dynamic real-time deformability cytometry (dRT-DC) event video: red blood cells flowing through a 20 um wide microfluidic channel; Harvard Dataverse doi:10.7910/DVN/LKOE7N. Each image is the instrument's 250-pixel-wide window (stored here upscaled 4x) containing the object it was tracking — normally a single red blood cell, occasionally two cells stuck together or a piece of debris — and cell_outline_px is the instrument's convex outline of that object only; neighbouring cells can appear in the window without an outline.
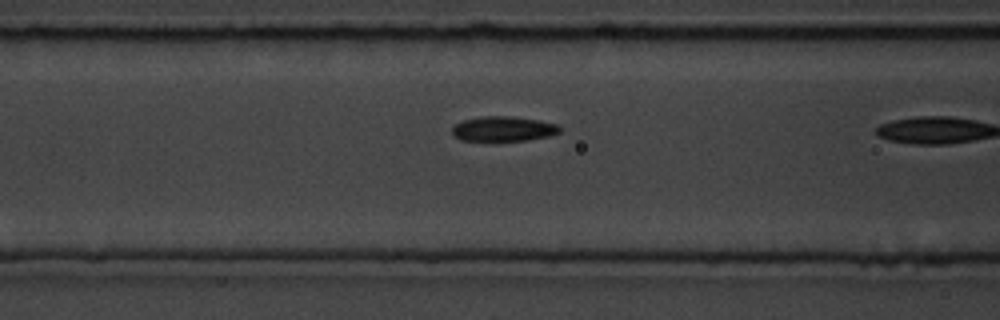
{"species": "common noctule bat (a hibernating species)", "species_latin": "Nyctalus noctula", "temperature_condition": "room temperature", "stored_images_in_passage": 22, "camera_frame_rate_fps": 3000, "um_per_image_px": 0.085, "animal": {"sex": "male", "body_mass_g": 19.5, "forearm_length_mm": 54.6}, "frame": {"image": 1, "passage_image": 21, "time_ms": 6.667, "image_size_px": [1000, 320], "cell_outline_px": [[560, 132], [548, 136], [528, 140], [460, 140], [452, 136], [452, 128], [456, 124], [464, 120], [480, 116], [512, 116], [560, 124]], "centroid_in_image_um": [42.78, 10.94], "position_along_channel_um": 123.8, "area_um2": 15.55}}